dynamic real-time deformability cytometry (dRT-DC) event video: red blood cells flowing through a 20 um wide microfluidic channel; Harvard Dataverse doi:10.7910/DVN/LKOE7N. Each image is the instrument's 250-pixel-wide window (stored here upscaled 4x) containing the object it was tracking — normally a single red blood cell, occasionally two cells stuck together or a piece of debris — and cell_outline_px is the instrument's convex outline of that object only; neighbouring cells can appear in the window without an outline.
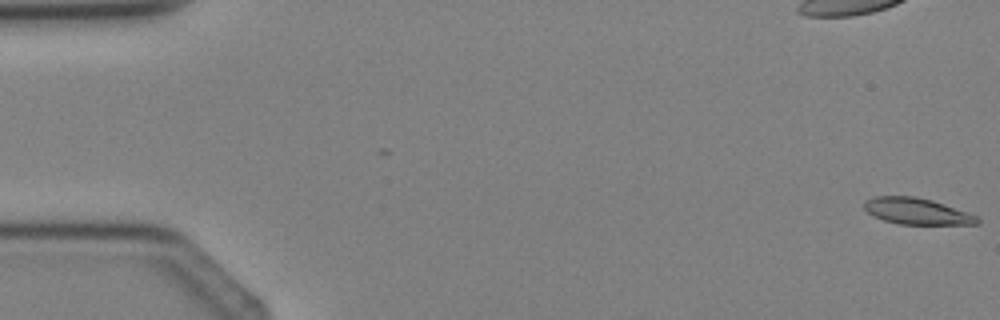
{"species": "Egyptian fruit bat (a non-hibernating species)", "species_latin": "Rousettus aegyptiacus", "temperature_condition": "cold", "stored_images_in_passage": 5, "camera_frame_rate_fps": 3000, "um_per_image_px": 0.085, "animal": {"sex": "female"}, "frame": {"image": 1, "passage_image": 1, "time_ms": 0.0, "image_size_px": [1000, 320], "cell_outline_px": [[980, 224], [900, 224], [884, 220], [872, 216], [864, 208], [864, 200], [876, 196], [916, 196], [932, 200], [944, 204], [976, 216], [980, 220]], "centroid_in_image_um": [77.89, 17.95], "position_along_channel_um": 7.1, "area_um2": 17.22}}